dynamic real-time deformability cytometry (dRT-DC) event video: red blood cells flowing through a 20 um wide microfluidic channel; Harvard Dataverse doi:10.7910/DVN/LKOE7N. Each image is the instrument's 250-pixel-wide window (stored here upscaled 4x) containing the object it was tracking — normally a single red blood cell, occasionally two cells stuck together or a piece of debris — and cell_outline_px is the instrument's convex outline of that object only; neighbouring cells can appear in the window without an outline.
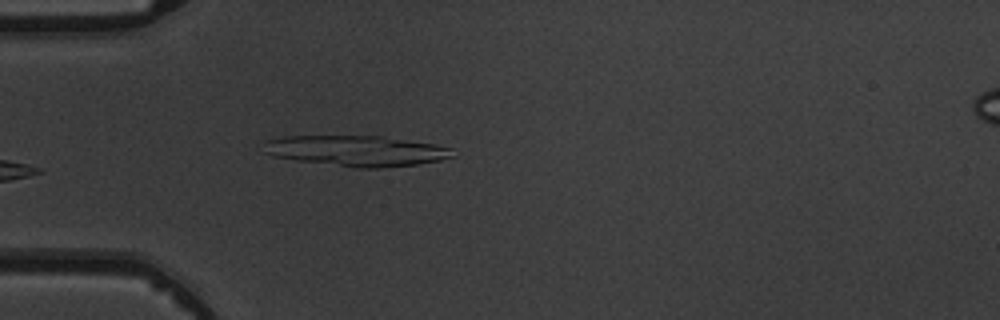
{"species": "common noctule bat (a hibernating species)", "species_latin": "Nyctalus noctula", "temperature_condition": "warm", "stored_images_in_passage": 3, "camera_frame_rate_fps": 3000, "um_per_image_px": 0.085, "animal": {"sex": "male", "body_mass_g": 19.5, "forearm_length_mm": 54.6}, "frame": {"image": 1, "passage_image": 3, "time_ms": 3.333, "image_size_px": [1000, 320], "cell_outline_px": [[456, 156], [440, 160], [416, 164], [376, 168], [356, 168], [272, 156], [260, 152], [264, 140], [284, 136], [380, 136], [436, 144], [452, 148]], "centroid_in_image_um": [30.26, 12.81], "position_along_channel_um": 54.7, "area_um2": 33.87}}